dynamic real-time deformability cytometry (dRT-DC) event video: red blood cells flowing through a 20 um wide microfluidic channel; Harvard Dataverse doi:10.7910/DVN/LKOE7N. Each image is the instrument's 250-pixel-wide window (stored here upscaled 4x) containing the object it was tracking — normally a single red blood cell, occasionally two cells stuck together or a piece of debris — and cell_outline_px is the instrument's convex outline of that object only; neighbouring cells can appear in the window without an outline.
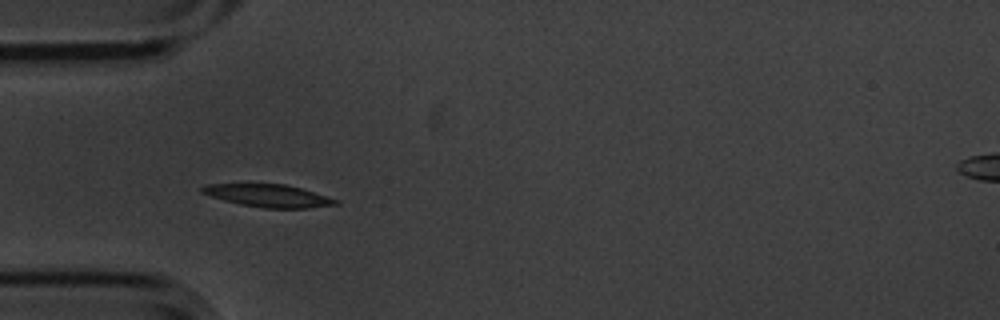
{"species": "common noctule bat (a hibernating species)", "species_latin": "Nyctalus noctula", "temperature_condition": "cold", "stored_images_in_passage": 40, "camera_frame_rate_fps": 3000, "um_per_image_px": 0.085, "animal": {"sex": "male", "body_mass_g": 20.1, "forearm_length_mm": 53.5}, "frame": {"image": 1, "passage_image": 1, "time_ms": 0.0, "image_size_px": [1000, 320], "cell_outline_px": [[340, 204], [308, 208], [264, 208], [240, 204], [224, 200], [200, 192], [200, 188], [204, 184], [248, 180], [284, 184], [300, 188], [328, 196], [340, 200]], "centroid_in_image_um": [22.71, 16.57], "position_along_channel_um": 62.3, "area_um2": 18.73}}
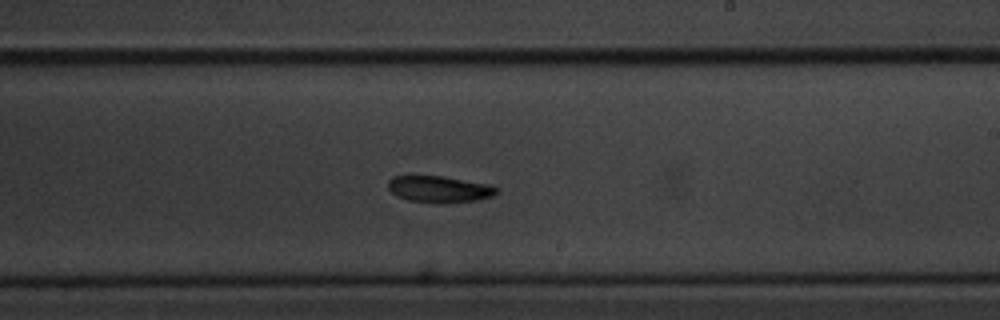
{"frame": {"image": 2, "passage_image": 17, "time_ms": 5.333, "image_size_px": [1000, 320], "cell_outline_px": [[496, 192], [492, 196], [476, 200], [444, 204], [440, 204], [408, 200], [396, 196], [388, 188], [388, 180], [392, 176], [440, 176], [488, 184], [496, 188]], "centroid_in_image_um": [37.28, 16.09], "position_along_channel_um": 251.7, "area_um2": 16.7}}
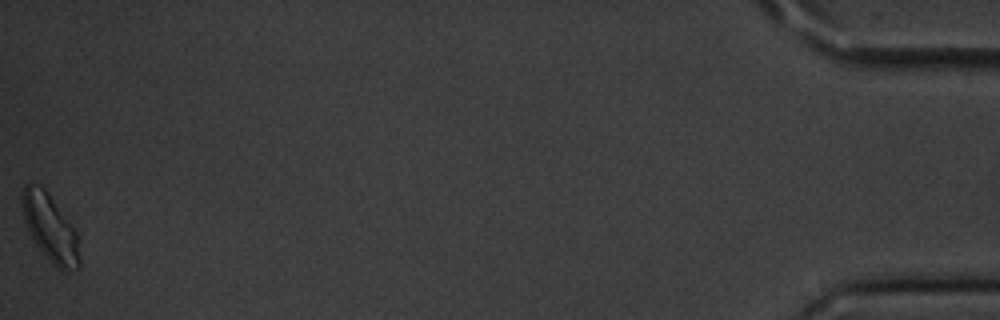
{"frame": {"image": 3, "passage_image": 40, "time_ms": 13.0, "image_size_px": [1000, 320], "cell_outline_px": [[80, 268], [76, 272], [60, 272], [48, 260], [32, 240], [24, 224], [20, 200], [20, 196], [24, 184], [28, 180], [40, 184], [48, 192], [76, 232], [80, 260]], "centroid_in_image_um": [4.21, 19.38], "position_along_channel_um": 431.0, "area_um2": 23.35}, "authors_computed_cell_mechanics": {"area_um2": 17.34, "velocity_mm_per_s": 3.5729, "shape_relaxation_time_tau1_ms": 2.4788, "shape_relaxation_time_tau2_ms": 9.5276, "deformation_change_tau1": 0.127, "deformation_change_tau2": 0.1654}}